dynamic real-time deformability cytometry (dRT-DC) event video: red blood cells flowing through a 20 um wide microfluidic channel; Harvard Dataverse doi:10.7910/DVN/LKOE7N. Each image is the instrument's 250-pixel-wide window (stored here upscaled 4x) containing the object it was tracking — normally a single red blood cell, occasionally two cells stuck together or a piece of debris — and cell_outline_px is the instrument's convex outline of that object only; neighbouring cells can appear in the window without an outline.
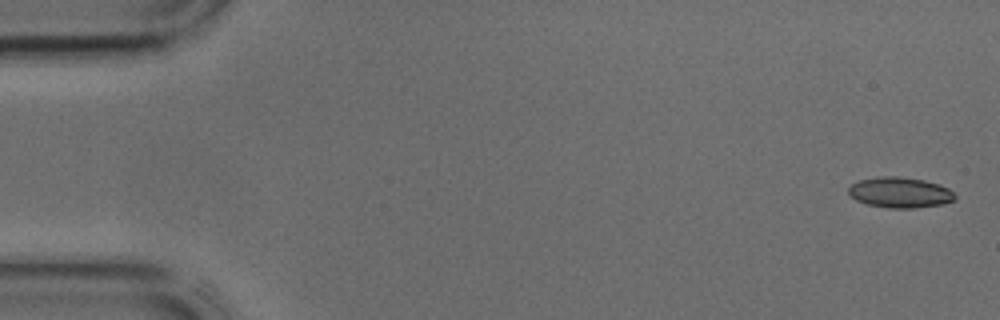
{"species": "common noctule bat (a hibernating species)", "species_latin": "Nyctalus noctula", "temperature_condition": "cold", "stored_images_in_passage": 43, "camera_frame_rate_fps": 3000, "um_per_image_px": 0.085, "animal": {"sex": "male", "body_mass_g": 17.9, "forearm_length_mm": 54.2}, "frame": {"image": 1, "passage_image": 1, "time_ms": 0.0, "image_size_px": [1000, 320], "cell_outline_px": [[956, 200], [944, 204], [916, 208], [888, 208], [868, 204], [856, 200], [848, 192], [848, 188], [852, 184], [860, 180], [880, 176], [896, 176], [924, 180], [940, 184], [948, 188], [956, 196]], "centroid_in_image_um": [76.53, 16.36], "position_along_channel_um": 8.5, "area_um2": 19.02}}
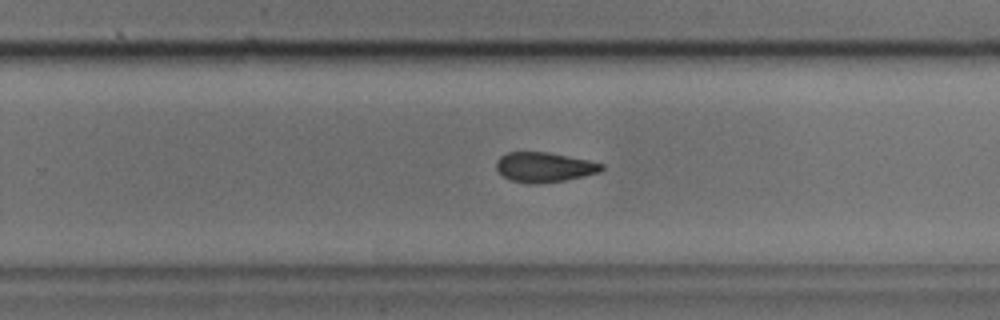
{"frame": {"image": 2, "passage_image": 27, "time_ms": 8.667, "image_size_px": [1000, 320], "cell_outline_px": [[604, 168], [600, 172], [584, 176], [564, 180], [536, 184], [512, 180], [504, 176], [496, 168], [496, 160], [500, 156], [508, 152], [548, 152], [588, 160], [604, 164]], "centroid_in_image_um": [46.27, 14.2], "position_along_channel_um": 283.5, "area_um2": 18.15}}
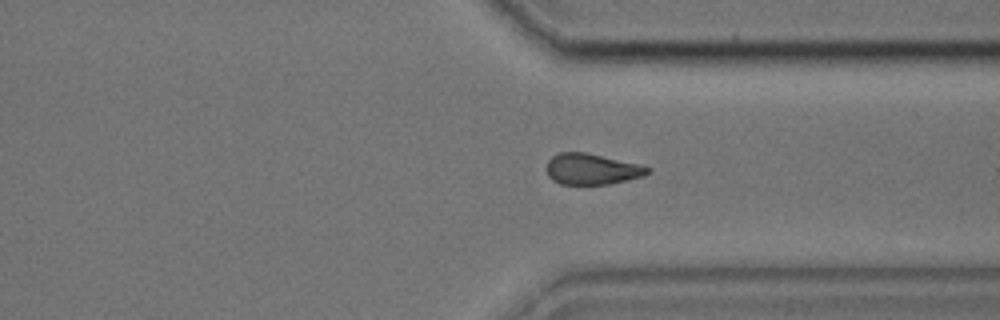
{"frame": {"image": 3, "passage_image": 32, "time_ms": 10.333, "image_size_px": [1000, 320], "cell_outline_px": [[652, 172], [644, 176], [608, 184], [560, 184], [552, 180], [548, 176], [548, 160], [552, 156], [560, 152], [584, 152], [636, 164], [652, 168]], "centroid_in_image_um": [50.3, 14.38], "position_along_channel_um": 361.1, "area_um2": 17.98}}